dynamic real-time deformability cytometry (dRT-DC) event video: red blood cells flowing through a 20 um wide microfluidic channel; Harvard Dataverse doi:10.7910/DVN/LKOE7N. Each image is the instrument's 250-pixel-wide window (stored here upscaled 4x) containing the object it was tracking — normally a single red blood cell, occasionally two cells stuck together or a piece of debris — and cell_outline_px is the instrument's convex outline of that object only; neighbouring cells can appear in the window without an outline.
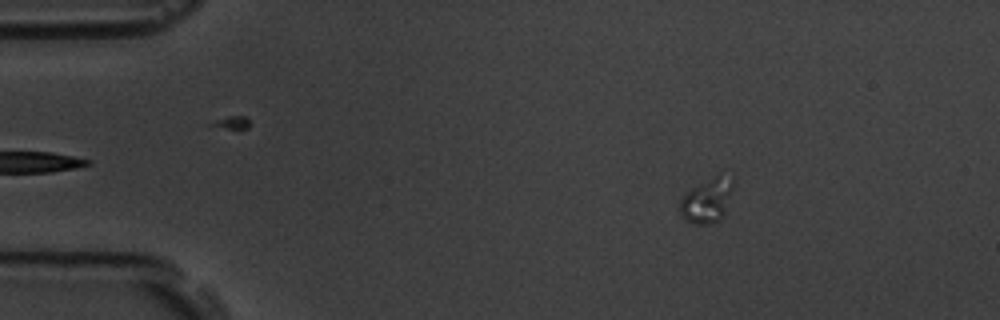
{"species": "common noctule bat (a hibernating species)", "species_latin": "Nyctalus noctula", "temperature_condition": "room temperature", "stored_images_in_passage": 4, "camera_frame_rate_fps": 3000, "um_per_image_px": 0.085, "animal": {"sex": "male", "body_mass_g": 19.5, "forearm_length_mm": 54.6}, "frame": {"image": 1, "passage_image": 1, "time_ms": 0.0, "image_size_px": [1000, 320], "cell_outline_px": [[736, 180], [724, 216], [720, 220], [712, 224], [692, 224], [680, 212], [680, 200], [692, 188], [720, 168], [736, 176]], "centroid_in_image_um": [60.24, 16.88], "position_along_channel_um": 24.8, "area_um2": 14.85}}